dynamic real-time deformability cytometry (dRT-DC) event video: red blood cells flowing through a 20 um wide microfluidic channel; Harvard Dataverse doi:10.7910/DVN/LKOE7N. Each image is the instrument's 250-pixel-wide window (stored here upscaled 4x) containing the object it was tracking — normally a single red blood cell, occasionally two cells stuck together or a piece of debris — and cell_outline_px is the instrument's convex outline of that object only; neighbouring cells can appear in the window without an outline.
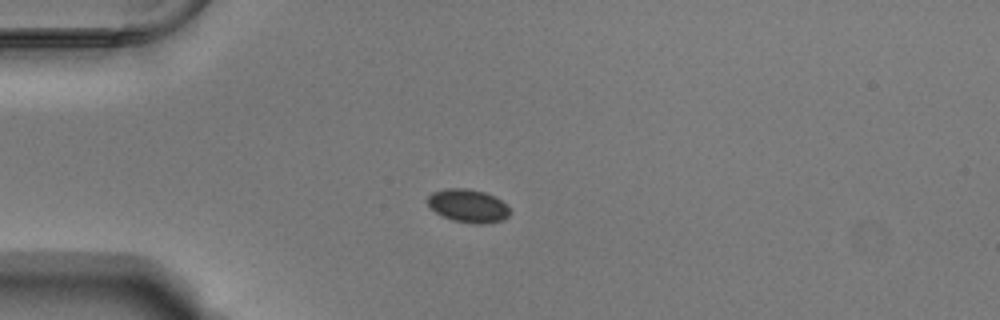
{"species": "Egyptian fruit bat (a non-hibernating species)", "species_latin": "Rousettus aegyptiacus", "temperature_condition": "warm", "stored_images_in_passage": 41, "camera_frame_rate_fps": 3000, "um_per_image_px": 0.085, "animal": {"sex": "male"}, "frame": {"image": 1, "passage_image": 1, "time_ms": 0.0, "image_size_px": [1000, 320], "cell_outline_px": [[508, 216], [504, 220], [484, 224], [476, 224], [452, 220], [436, 212], [428, 204], [428, 196], [432, 192], [444, 188], [468, 188], [484, 192], [496, 196], [508, 204]], "centroid_in_image_um": [39.81, 17.48], "position_along_channel_um": 45.2, "area_um2": 16.01}}
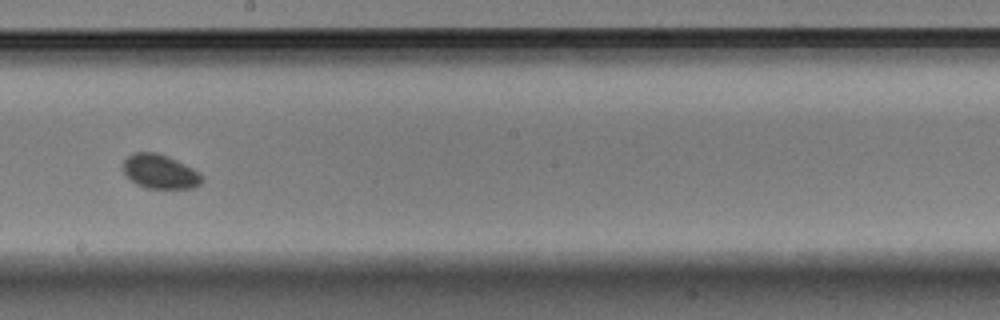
{"frame": {"image": 2, "passage_image": 18, "time_ms": 5.667, "image_size_px": [1000, 320], "cell_outline_px": [[204, 180], [200, 184], [192, 188], [144, 188], [136, 184], [124, 172], [124, 160], [132, 152], [156, 152], [168, 156], [200, 172], [204, 176]], "centroid_in_image_um": [13.63, 14.58], "position_along_channel_um": 234.6, "area_um2": 15.72}}
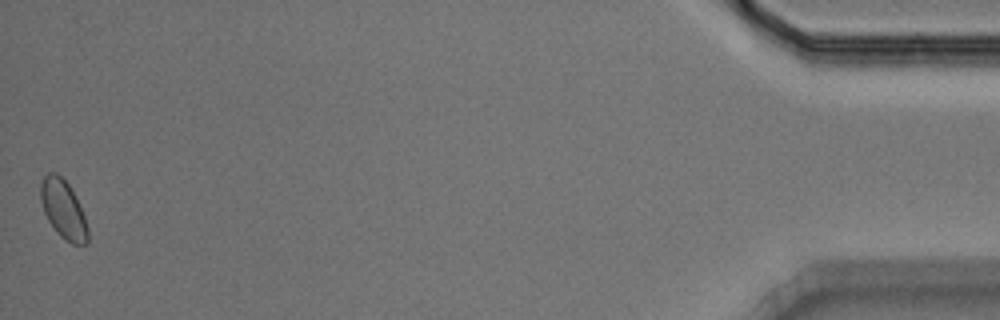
{"frame": {"image": 3, "passage_image": 41, "time_ms": 13.333, "image_size_px": [1000, 320], "cell_outline_px": [[88, 244], [72, 244], [64, 240], [56, 232], [48, 220], [44, 212], [40, 200], [40, 184], [44, 176], [48, 172], [56, 172], [68, 184], [84, 216], [88, 228]], "centroid_in_image_um": [5.36, 17.82], "position_along_channel_um": 429.8, "area_um2": 15.95}}